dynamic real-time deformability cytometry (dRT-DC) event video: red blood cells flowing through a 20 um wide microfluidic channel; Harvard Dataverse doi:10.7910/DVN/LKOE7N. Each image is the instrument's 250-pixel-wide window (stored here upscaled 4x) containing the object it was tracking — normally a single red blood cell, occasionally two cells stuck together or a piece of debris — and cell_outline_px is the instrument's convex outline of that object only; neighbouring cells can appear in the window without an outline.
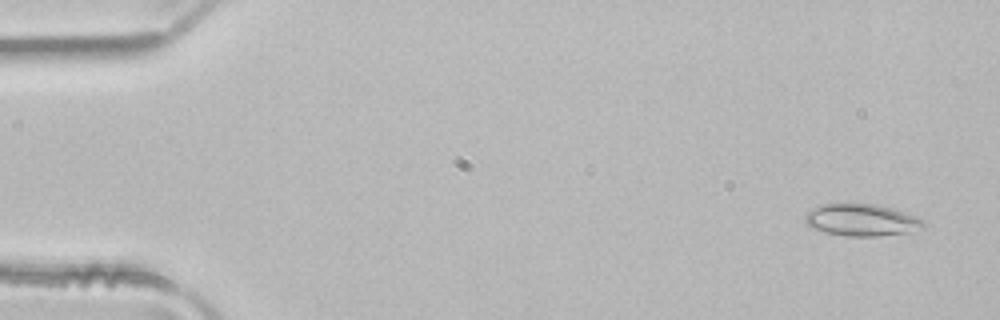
{"species": "common noctule bat (a hibernating species)", "species_latin": "Nyctalus noctula", "temperature_condition": "room temperature", "stored_images_in_passage": 3, "camera_frame_rate_fps": 3000, "um_per_image_px": 0.085, "animal": {"sex": "male", "body_mass_g": 21.5, "forearm_length_mm": 52.0}, "frame": {"image": 1, "passage_image": 1, "time_ms": 0.0, "image_size_px": [1000, 320], "cell_outline_px": [[924, 228], [908, 232], [876, 236], [848, 236], [824, 232], [812, 228], [804, 220], [804, 216], [808, 212], [820, 204], [876, 204], [892, 208], [916, 216], [924, 220]], "centroid_in_image_um": [73.24, 18.7], "position_along_channel_um": 11.8, "area_um2": 21.96}}